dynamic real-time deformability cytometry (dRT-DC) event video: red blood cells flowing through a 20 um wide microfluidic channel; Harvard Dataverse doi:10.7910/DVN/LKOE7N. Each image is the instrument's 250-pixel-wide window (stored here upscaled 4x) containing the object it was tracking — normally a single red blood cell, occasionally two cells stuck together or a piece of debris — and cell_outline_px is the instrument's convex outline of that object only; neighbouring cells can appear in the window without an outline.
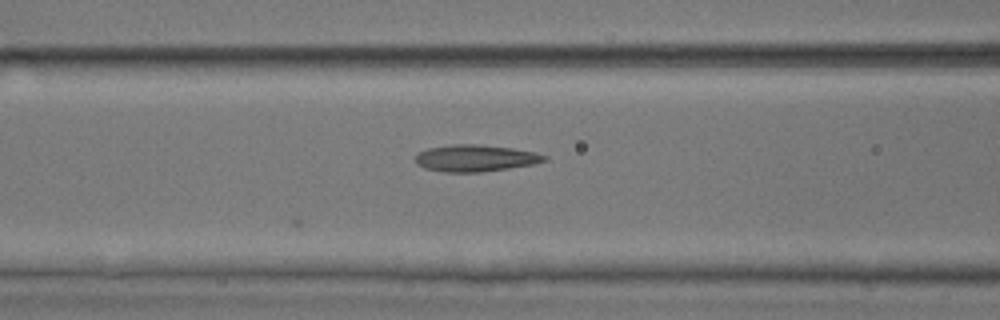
{"species": "common noctule bat (a hibernating species)", "species_latin": "Nyctalus noctula", "temperature_condition": "room temperature", "stored_images_in_passage": 6, "camera_frame_rate_fps": 3000, "um_per_image_px": 0.085, "animal": {"sex": "male", "body_mass_g": 17.9, "forearm_length_mm": 54.2}, "frame": {"image": 1, "passage_image": 6, "time_ms": 1.667, "image_size_px": [1000, 320], "cell_outline_px": [[548, 160], [532, 164], [508, 168], [480, 172], [444, 172], [424, 168], [416, 164], [416, 156], [420, 152], [428, 148], [452, 144], [476, 144], [512, 148], [536, 152], [548, 156]], "centroid_in_image_um": [40.42, 13.44], "position_along_channel_um": 126.2, "area_um2": 20.06}}